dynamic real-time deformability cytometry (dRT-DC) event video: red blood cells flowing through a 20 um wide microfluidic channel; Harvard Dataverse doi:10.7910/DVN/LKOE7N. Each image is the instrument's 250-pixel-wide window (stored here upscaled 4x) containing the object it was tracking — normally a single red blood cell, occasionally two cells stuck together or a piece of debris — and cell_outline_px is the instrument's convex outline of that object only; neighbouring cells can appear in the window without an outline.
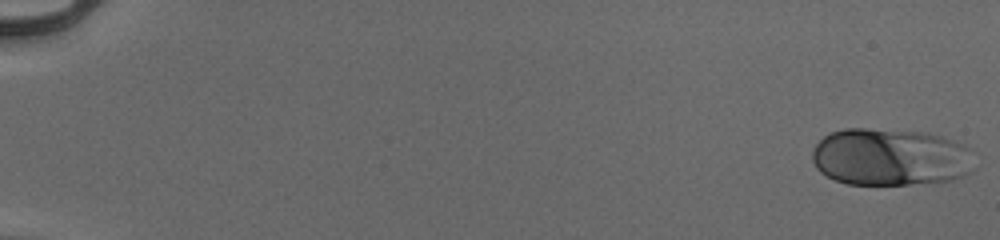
{"species": "human", "species_latin": "Homo sapiens", "temperature_condition": "cold", "stored_images_in_passage": 54, "camera_frame_rate_fps": 3000, "um_per_image_px": 0.085, "donor": {"sex": "male"}, "frame": {"image": 1, "passage_image": 1, "time_ms": 0.0, "image_size_px": [1000, 240], "cell_outline_px": [[976, 168], [972, 172], [964, 176], [952, 180], [908, 184], [848, 184], [836, 180], [820, 172], [816, 168], [812, 160], [812, 148], [824, 136], [832, 132], [844, 128], [868, 128], [924, 132], [940, 136], [964, 144], [968, 148]], "centroid_in_image_um": [75.69, 13.35], "position_along_channel_um": 9.3, "area_um2": 54.56}}
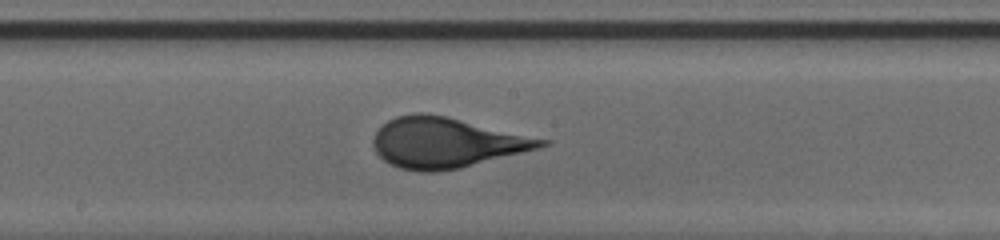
{"frame": {"image": 2, "passage_image": 31, "time_ms": 10.0, "image_size_px": [1000, 240], "cell_outline_px": [[552, 144], [460, 168], [436, 172], [420, 172], [400, 168], [388, 164], [376, 152], [372, 144], [372, 140], [376, 132], [388, 120], [396, 116], [416, 112], [428, 112], [448, 116], [552, 140]], "centroid_in_image_um": [37.93, 12.11], "position_along_channel_um": 210.3, "area_um2": 49.48}}
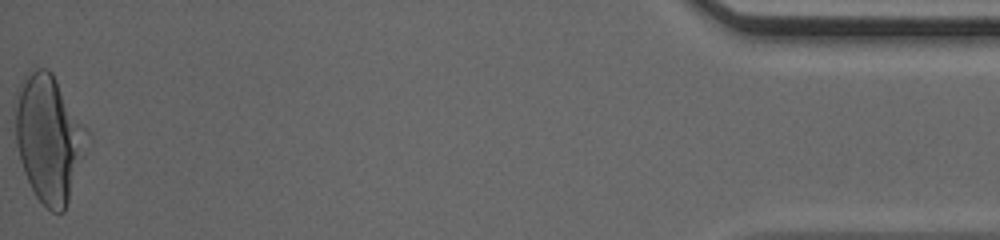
{"frame": {"image": 3, "passage_image": 54, "time_ms": 17.667, "image_size_px": [1000, 240], "cell_outline_px": [[92, 140], [64, 212], [52, 212], [36, 196], [24, 172], [20, 160], [16, 144], [12, 108], [16, 92], [24, 76], [36, 68], [48, 68], [52, 72], [92, 136]], "centroid_in_image_um": [4.17, 11.73], "position_along_channel_um": 431.0, "area_um2": 54.39}, "authors_computed_cell_mechanics": {"area_um2": 48.0029, "velocity_mm_per_s": 3.9607, "shape_relaxation_time_tau1_ms": 4.62, "shape_relaxation_time_tau2_ms": null, "deformation_change_tau1": 0.1935, "deformation_change_tau2": null}}